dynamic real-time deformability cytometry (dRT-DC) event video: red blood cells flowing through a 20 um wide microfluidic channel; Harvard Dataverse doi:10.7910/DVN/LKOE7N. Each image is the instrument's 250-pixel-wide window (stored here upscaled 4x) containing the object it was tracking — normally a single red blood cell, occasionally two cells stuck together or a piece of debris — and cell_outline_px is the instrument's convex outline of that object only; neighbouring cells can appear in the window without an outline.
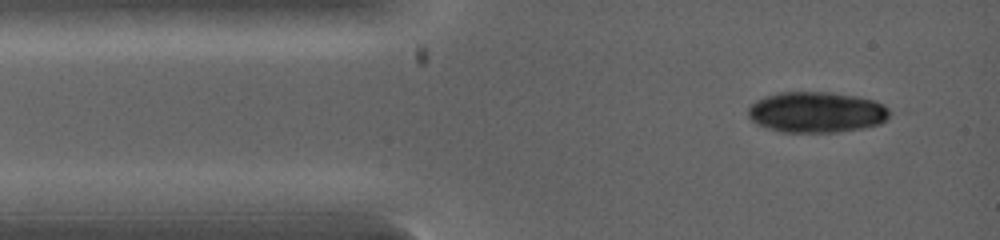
{"species": "common noctule bat (a hibernating species)", "species_latin": "Nyctalus noctula", "temperature_condition": "warm", "stored_images_in_passage": 2, "camera_frame_rate_fps": 5000, "um_per_image_px": 0.085, "animal": {"sex": "female", "body_mass_g": 19.0, "forearm_length_mm": 53.3}, "frame": {"image": 1, "passage_image": 1, "time_ms": 0.0, "image_size_px": [1000, 240], "cell_outline_px": [[888, 120], [880, 124], [860, 128], [836, 132], [780, 132], [756, 124], [748, 116], [748, 108], [756, 100], [764, 96], [776, 92], [828, 92], [856, 96], [876, 100], [884, 104], [888, 108]], "centroid_in_image_um": [69.39, 9.53], "position_along_channel_um": 15.6, "area_um2": 33.81}}